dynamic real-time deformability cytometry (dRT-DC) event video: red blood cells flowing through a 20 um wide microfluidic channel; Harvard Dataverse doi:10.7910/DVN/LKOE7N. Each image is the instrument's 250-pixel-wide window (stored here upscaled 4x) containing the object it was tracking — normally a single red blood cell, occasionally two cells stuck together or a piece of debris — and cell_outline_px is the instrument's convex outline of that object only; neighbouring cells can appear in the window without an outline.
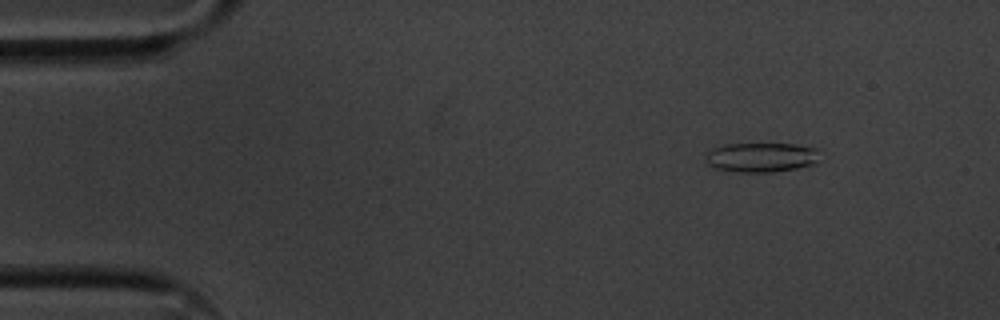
{"species": "common noctule bat (a hibernating species)", "species_latin": "Nyctalus noctula", "temperature_condition": "cold", "stored_images_in_passage": 56, "camera_frame_rate_fps": 3000, "um_per_image_px": 0.085, "animal": {"sex": "male", "body_mass_g": 20.1, "forearm_length_mm": 53.5}, "frame": {"image": 1, "passage_image": 7, "time_ms": 2.0, "image_size_px": [1000, 320], "cell_outline_px": [[820, 164], [772, 172], [736, 172], [712, 168], [704, 164], [708, 152], [712, 148], [724, 144], [796, 144], [820, 148]], "centroid_in_image_um": [64.76, 13.38], "position_along_channel_um": 20.2, "area_um2": 20.29}}
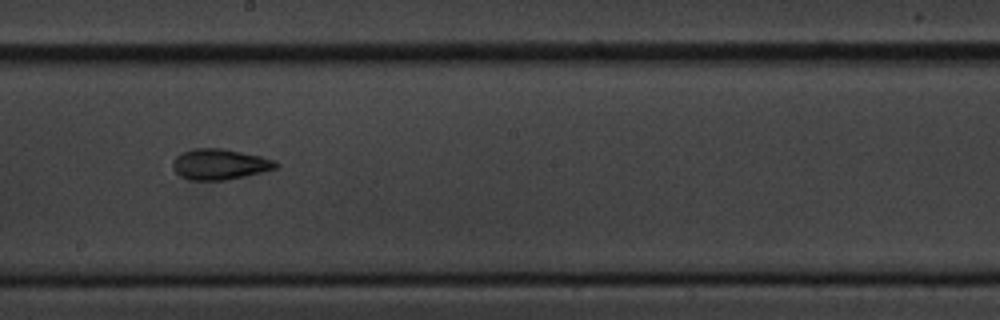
{"frame": {"image": 2, "passage_image": 31, "time_ms": 10.0, "image_size_px": [1000, 320], "cell_outline_px": [[280, 164], [276, 168], [244, 176], [224, 180], [192, 180], [180, 176], [172, 168], [172, 160], [176, 156], [184, 152], [196, 148], [220, 148], [260, 156], [272, 160]], "centroid_in_image_um": [18.63, 13.96], "position_along_channel_um": 229.6, "area_um2": 18.15}}
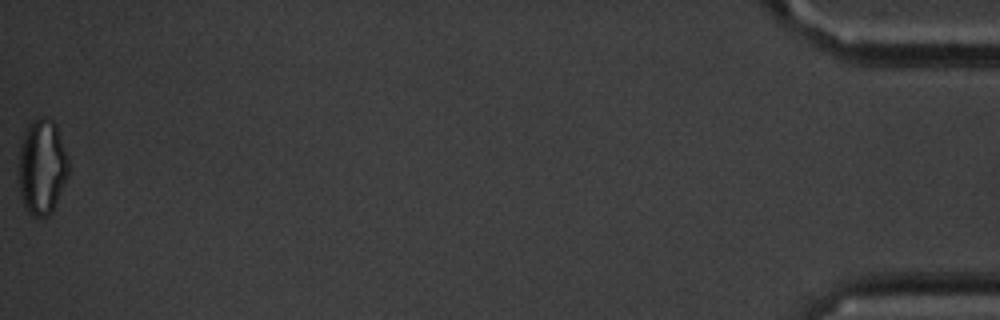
{"frame": {"image": 3, "passage_image": 56, "time_ms": 18.333, "image_size_px": [1000, 320], "cell_outline_px": [[68, 176], [52, 212], [48, 216], [36, 216], [28, 212], [24, 204], [16, 180], [20, 144], [24, 132], [28, 124], [44, 116], [52, 120], [56, 124], [68, 156]], "centroid_in_image_um": [3.55, 14.18], "position_along_channel_um": 431.7, "area_um2": 28.09}, "authors_computed_cell_mechanics": {"area_um2": 19.2763, "velocity_mm_per_s": 3.6081, "shape_relaxation_time_tau1_ms": null, "shape_relaxation_time_tau2_ms": 3.6095, "deformation_change_tau1": null, "deformation_change_tau2": 0.1088}}